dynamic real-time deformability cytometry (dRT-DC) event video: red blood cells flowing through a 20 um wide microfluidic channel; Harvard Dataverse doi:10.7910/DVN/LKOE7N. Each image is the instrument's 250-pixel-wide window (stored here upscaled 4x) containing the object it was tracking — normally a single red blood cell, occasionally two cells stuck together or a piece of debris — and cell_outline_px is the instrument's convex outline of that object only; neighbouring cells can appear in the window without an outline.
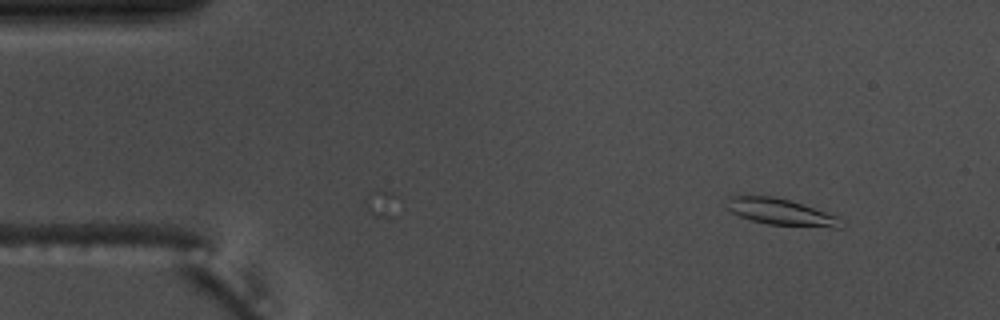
{"species": "common noctule bat (a hibernating species)", "species_latin": "Nyctalus noctula", "temperature_condition": "warm", "stored_images_in_passage": 7, "camera_frame_rate_fps": 3000, "um_per_image_px": 0.085, "animal": {"sex": "male", "body_mass_g": 17.5, "forearm_length_mm": 52.3}, "frame": {"image": 1, "passage_image": 7, "time_ms": 2.0, "image_size_px": [1000, 320], "cell_outline_px": [[844, 228], [832, 228], [768, 224], [752, 220], [740, 216], [724, 208], [728, 200], [732, 196], [772, 196], [788, 200], [836, 216]], "centroid_in_image_um": [66.33, 18.03], "position_along_channel_um": 18.7, "area_um2": 17.22}}